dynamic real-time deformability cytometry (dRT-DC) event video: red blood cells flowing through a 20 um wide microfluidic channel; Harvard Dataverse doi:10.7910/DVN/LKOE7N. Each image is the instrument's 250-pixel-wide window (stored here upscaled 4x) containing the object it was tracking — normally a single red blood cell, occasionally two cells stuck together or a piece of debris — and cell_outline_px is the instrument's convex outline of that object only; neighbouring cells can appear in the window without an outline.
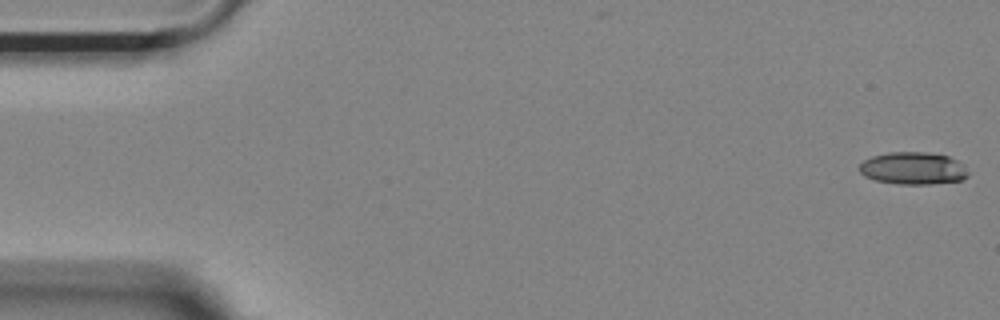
{"species": "Egyptian fruit bat (a non-hibernating species)", "species_latin": "Rousettus aegyptiacus", "temperature_condition": "room temperature", "stored_images_in_passage": 16, "camera_frame_rate_fps": 3000, "um_per_image_px": 0.085, "animal": {"sex": "female"}, "frame": {"image": 1, "passage_image": 1, "time_ms": 0.0, "image_size_px": [1000, 320], "cell_outline_px": [[968, 176], [964, 180], [932, 184], [896, 184], [876, 180], [864, 176], [860, 172], [860, 164], [864, 160], [872, 156], [888, 152], [928, 152], [948, 156], [964, 164], [968, 172]], "centroid_in_image_um": [77.64, 14.31], "position_along_channel_um": 7.4, "area_um2": 20.69}}
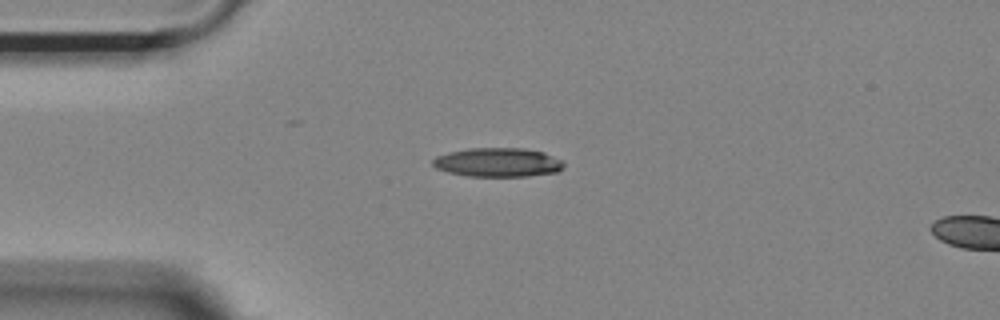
{"frame": {"image": 2, "passage_image": 13, "time_ms": 4.0, "image_size_px": [1000, 320], "cell_outline_px": [[564, 168], [556, 172], [528, 176], [468, 176], [448, 172], [436, 168], [432, 164], [432, 160], [436, 156], [448, 152], [468, 148], [524, 148], [544, 152], [564, 160]], "centroid_in_image_um": [42.34, 13.79], "position_along_channel_um": 42.7, "area_um2": 22.31}}